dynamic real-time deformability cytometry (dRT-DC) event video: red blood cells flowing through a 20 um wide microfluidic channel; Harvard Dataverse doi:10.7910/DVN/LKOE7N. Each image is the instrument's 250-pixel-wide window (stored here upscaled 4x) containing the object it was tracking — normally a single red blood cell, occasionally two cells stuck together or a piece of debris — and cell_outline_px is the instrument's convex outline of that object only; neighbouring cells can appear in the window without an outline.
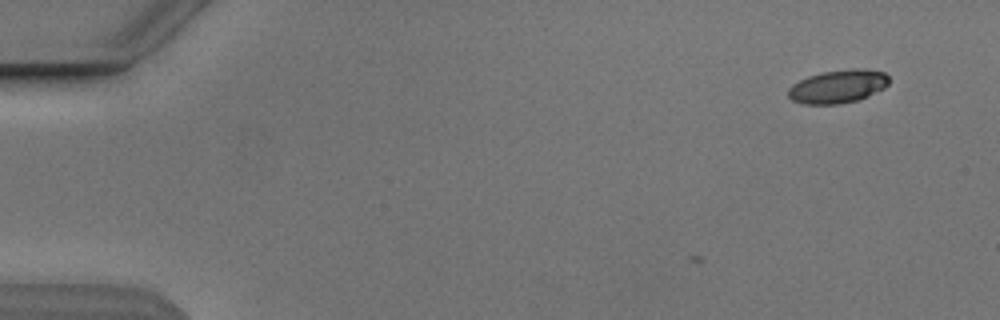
{"species": "Egyptian fruit bat (a non-hibernating species)", "species_latin": "Rousettus aegyptiacus", "temperature_condition": "cold", "stored_images_in_passage": 3, "camera_frame_rate_fps": 3000, "um_per_image_px": 0.085, "animal": {"sex": "male"}, "frame": {"image": 1, "passage_image": 3, "time_ms": 2.333, "image_size_px": [1000, 320], "cell_outline_px": [[888, 84], [884, 88], [856, 100], [836, 104], [804, 104], [792, 100], [788, 96], [788, 88], [792, 84], [808, 76], [820, 72], [848, 68], [864, 68], [884, 72], [888, 76]], "centroid_in_image_um": [71.2, 7.32], "position_along_channel_um": 13.8, "area_um2": 19.54}}